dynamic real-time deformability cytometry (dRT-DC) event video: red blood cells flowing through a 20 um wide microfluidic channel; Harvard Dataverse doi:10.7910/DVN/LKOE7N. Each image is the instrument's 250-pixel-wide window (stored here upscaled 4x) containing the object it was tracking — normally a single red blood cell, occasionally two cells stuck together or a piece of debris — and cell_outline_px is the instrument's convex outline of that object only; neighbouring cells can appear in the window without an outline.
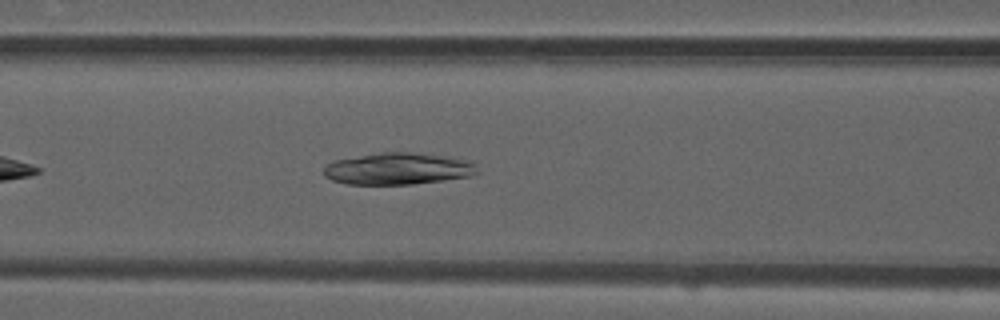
{"species": "common noctule bat (a hibernating species)", "species_latin": "Nyctalus noctula", "temperature_condition": "room temperature", "stored_images_in_passage": 34, "camera_frame_rate_fps": 3000, "um_per_image_px": 0.085, "animal": {"sex": "male", "forearm_length_mm": 52.5}, "frame": {"image": 1, "passage_image": 9, "time_ms": 2.667, "image_size_px": [1000, 320], "cell_outline_px": [[476, 172], [472, 176], [444, 180], [412, 184], [348, 184], [332, 180], [324, 176], [324, 168], [328, 164], [336, 160], [380, 152], [412, 152], [468, 160], [476, 164]], "centroid_in_image_um": [33.82, 14.34], "position_along_channel_um": 132.8, "area_um2": 28.15}}
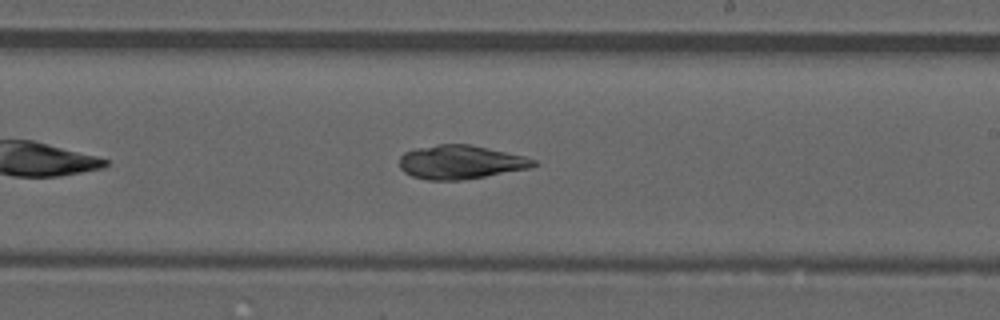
{"frame": {"image": 2, "passage_image": 18, "time_ms": 5.667, "image_size_px": [1000, 320], "cell_outline_px": [[540, 164], [532, 168], [464, 180], [428, 180], [412, 176], [404, 172], [400, 168], [400, 156], [404, 152], [416, 148], [440, 144], [468, 144], [524, 156], [536, 160]], "centroid_in_image_um": [39.17, 13.79], "position_along_channel_um": 249.8, "area_um2": 26.47}}
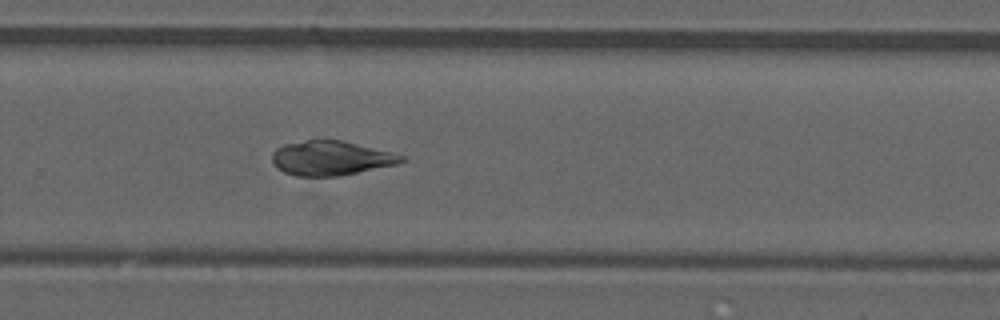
{"frame": {"image": 3, "passage_image": 22, "time_ms": 7.0, "image_size_px": [1000, 320], "cell_outline_px": [[408, 160], [400, 164], [336, 176], [296, 176], [284, 172], [272, 160], [272, 152], [276, 148], [284, 144], [304, 140], [344, 140], [404, 156]], "centroid_in_image_um": [28.15, 13.43], "position_along_channel_um": 301.7, "area_um2": 25.84}, "authors_computed_cell_mechanics": {"area_um2": 26.6458, "velocity_mm_per_s": 3.9072, "shape_relaxation_time_tau1_ms": null, "shape_relaxation_time_tau2_ms": 4.2999, "deformation_change_tau1": null, "deformation_change_tau2": 0.0838}}